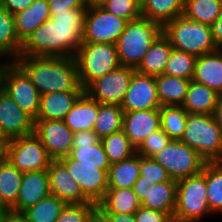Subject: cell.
I'll return each mask as SVG.
<instances>
[{
	"mask_svg": "<svg viewBox=\"0 0 222 222\" xmlns=\"http://www.w3.org/2000/svg\"><path fill=\"white\" fill-rule=\"evenodd\" d=\"M141 4L145 1V0H138Z\"/></svg>",
	"mask_w": 222,
	"mask_h": 222,
	"instance_id": "94428289",
	"label": "cell"
},
{
	"mask_svg": "<svg viewBox=\"0 0 222 222\" xmlns=\"http://www.w3.org/2000/svg\"><path fill=\"white\" fill-rule=\"evenodd\" d=\"M162 34L173 49L197 57L218 50L212 38L211 26L187 19L184 15L165 23Z\"/></svg>",
	"mask_w": 222,
	"mask_h": 222,
	"instance_id": "277c9868",
	"label": "cell"
},
{
	"mask_svg": "<svg viewBox=\"0 0 222 222\" xmlns=\"http://www.w3.org/2000/svg\"><path fill=\"white\" fill-rule=\"evenodd\" d=\"M127 21L101 6L89 7L85 16L83 43L116 44Z\"/></svg>",
	"mask_w": 222,
	"mask_h": 222,
	"instance_id": "8fae6325",
	"label": "cell"
},
{
	"mask_svg": "<svg viewBox=\"0 0 222 222\" xmlns=\"http://www.w3.org/2000/svg\"><path fill=\"white\" fill-rule=\"evenodd\" d=\"M196 60L197 56L193 54L172 49L163 74L182 79H192Z\"/></svg>",
	"mask_w": 222,
	"mask_h": 222,
	"instance_id": "ab89813d",
	"label": "cell"
},
{
	"mask_svg": "<svg viewBox=\"0 0 222 222\" xmlns=\"http://www.w3.org/2000/svg\"><path fill=\"white\" fill-rule=\"evenodd\" d=\"M50 194L47 169L23 173L16 204L10 209L23 212Z\"/></svg>",
	"mask_w": 222,
	"mask_h": 222,
	"instance_id": "ffe728a7",
	"label": "cell"
},
{
	"mask_svg": "<svg viewBox=\"0 0 222 222\" xmlns=\"http://www.w3.org/2000/svg\"><path fill=\"white\" fill-rule=\"evenodd\" d=\"M177 181L170 179L151 185L145 190L143 207L174 215L176 205Z\"/></svg>",
	"mask_w": 222,
	"mask_h": 222,
	"instance_id": "d4e9b609",
	"label": "cell"
},
{
	"mask_svg": "<svg viewBox=\"0 0 222 222\" xmlns=\"http://www.w3.org/2000/svg\"><path fill=\"white\" fill-rule=\"evenodd\" d=\"M172 49L169 40L161 33L135 70L150 76L162 75Z\"/></svg>",
	"mask_w": 222,
	"mask_h": 222,
	"instance_id": "4316f807",
	"label": "cell"
},
{
	"mask_svg": "<svg viewBox=\"0 0 222 222\" xmlns=\"http://www.w3.org/2000/svg\"><path fill=\"white\" fill-rule=\"evenodd\" d=\"M148 187L149 184H147L146 182H140V176L133 185L132 189L135 192V194L138 196V199L140 200L141 203L145 200V190Z\"/></svg>",
	"mask_w": 222,
	"mask_h": 222,
	"instance_id": "816d5d0a",
	"label": "cell"
},
{
	"mask_svg": "<svg viewBox=\"0 0 222 222\" xmlns=\"http://www.w3.org/2000/svg\"><path fill=\"white\" fill-rule=\"evenodd\" d=\"M3 222H29L23 212L7 210L3 217Z\"/></svg>",
	"mask_w": 222,
	"mask_h": 222,
	"instance_id": "f907efd6",
	"label": "cell"
},
{
	"mask_svg": "<svg viewBox=\"0 0 222 222\" xmlns=\"http://www.w3.org/2000/svg\"><path fill=\"white\" fill-rule=\"evenodd\" d=\"M205 178L208 207L212 214H222V162H206Z\"/></svg>",
	"mask_w": 222,
	"mask_h": 222,
	"instance_id": "836d02e7",
	"label": "cell"
},
{
	"mask_svg": "<svg viewBox=\"0 0 222 222\" xmlns=\"http://www.w3.org/2000/svg\"><path fill=\"white\" fill-rule=\"evenodd\" d=\"M21 47L22 42L15 31L14 15L0 6V58L14 61Z\"/></svg>",
	"mask_w": 222,
	"mask_h": 222,
	"instance_id": "1f68e13d",
	"label": "cell"
},
{
	"mask_svg": "<svg viewBox=\"0 0 222 222\" xmlns=\"http://www.w3.org/2000/svg\"><path fill=\"white\" fill-rule=\"evenodd\" d=\"M160 128L159 109L124 112L123 131L136 149L151 133Z\"/></svg>",
	"mask_w": 222,
	"mask_h": 222,
	"instance_id": "d6986e66",
	"label": "cell"
},
{
	"mask_svg": "<svg viewBox=\"0 0 222 222\" xmlns=\"http://www.w3.org/2000/svg\"><path fill=\"white\" fill-rule=\"evenodd\" d=\"M47 172L50 194L66 204L91 202L60 160H52Z\"/></svg>",
	"mask_w": 222,
	"mask_h": 222,
	"instance_id": "ac0fdd59",
	"label": "cell"
},
{
	"mask_svg": "<svg viewBox=\"0 0 222 222\" xmlns=\"http://www.w3.org/2000/svg\"><path fill=\"white\" fill-rule=\"evenodd\" d=\"M172 139L160 128L151 133L136 149V153L148 158H153L163 148H165Z\"/></svg>",
	"mask_w": 222,
	"mask_h": 222,
	"instance_id": "ee69618b",
	"label": "cell"
},
{
	"mask_svg": "<svg viewBox=\"0 0 222 222\" xmlns=\"http://www.w3.org/2000/svg\"><path fill=\"white\" fill-rule=\"evenodd\" d=\"M96 208L94 202L66 204L56 222H87Z\"/></svg>",
	"mask_w": 222,
	"mask_h": 222,
	"instance_id": "7bdbcfd3",
	"label": "cell"
},
{
	"mask_svg": "<svg viewBox=\"0 0 222 222\" xmlns=\"http://www.w3.org/2000/svg\"><path fill=\"white\" fill-rule=\"evenodd\" d=\"M159 112L161 129L172 140H181L189 113L182 106L177 105L161 106Z\"/></svg>",
	"mask_w": 222,
	"mask_h": 222,
	"instance_id": "8d00e7d4",
	"label": "cell"
},
{
	"mask_svg": "<svg viewBox=\"0 0 222 222\" xmlns=\"http://www.w3.org/2000/svg\"><path fill=\"white\" fill-rule=\"evenodd\" d=\"M80 186L83 194L98 204L108 189V171L101 165L77 164L70 155L59 159Z\"/></svg>",
	"mask_w": 222,
	"mask_h": 222,
	"instance_id": "4fadbf2b",
	"label": "cell"
},
{
	"mask_svg": "<svg viewBox=\"0 0 222 222\" xmlns=\"http://www.w3.org/2000/svg\"><path fill=\"white\" fill-rule=\"evenodd\" d=\"M221 10L222 0H185L183 15L192 21L211 26Z\"/></svg>",
	"mask_w": 222,
	"mask_h": 222,
	"instance_id": "e575fe53",
	"label": "cell"
},
{
	"mask_svg": "<svg viewBox=\"0 0 222 222\" xmlns=\"http://www.w3.org/2000/svg\"><path fill=\"white\" fill-rule=\"evenodd\" d=\"M87 9L55 12L25 39L19 56H75L83 43Z\"/></svg>",
	"mask_w": 222,
	"mask_h": 222,
	"instance_id": "6da1fadb",
	"label": "cell"
},
{
	"mask_svg": "<svg viewBox=\"0 0 222 222\" xmlns=\"http://www.w3.org/2000/svg\"><path fill=\"white\" fill-rule=\"evenodd\" d=\"M3 90L34 120L40 109V93L26 72L15 62L7 60Z\"/></svg>",
	"mask_w": 222,
	"mask_h": 222,
	"instance_id": "30bf717a",
	"label": "cell"
},
{
	"mask_svg": "<svg viewBox=\"0 0 222 222\" xmlns=\"http://www.w3.org/2000/svg\"><path fill=\"white\" fill-rule=\"evenodd\" d=\"M191 80L166 74L155 76L156 89L161 106H182Z\"/></svg>",
	"mask_w": 222,
	"mask_h": 222,
	"instance_id": "f1b7e54d",
	"label": "cell"
},
{
	"mask_svg": "<svg viewBox=\"0 0 222 222\" xmlns=\"http://www.w3.org/2000/svg\"><path fill=\"white\" fill-rule=\"evenodd\" d=\"M51 16L55 12H66L73 8H84V0H48Z\"/></svg>",
	"mask_w": 222,
	"mask_h": 222,
	"instance_id": "bcb514c9",
	"label": "cell"
},
{
	"mask_svg": "<svg viewBox=\"0 0 222 222\" xmlns=\"http://www.w3.org/2000/svg\"><path fill=\"white\" fill-rule=\"evenodd\" d=\"M7 142L8 141H0V161H2L5 158Z\"/></svg>",
	"mask_w": 222,
	"mask_h": 222,
	"instance_id": "6f0895ef",
	"label": "cell"
},
{
	"mask_svg": "<svg viewBox=\"0 0 222 222\" xmlns=\"http://www.w3.org/2000/svg\"><path fill=\"white\" fill-rule=\"evenodd\" d=\"M7 209L0 204V222H3V217Z\"/></svg>",
	"mask_w": 222,
	"mask_h": 222,
	"instance_id": "680465c9",
	"label": "cell"
},
{
	"mask_svg": "<svg viewBox=\"0 0 222 222\" xmlns=\"http://www.w3.org/2000/svg\"><path fill=\"white\" fill-rule=\"evenodd\" d=\"M134 72V68L120 65L93 81L85 92L100 104L121 106Z\"/></svg>",
	"mask_w": 222,
	"mask_h": 222,
	"instance_id": "7c38bea8",
	"label": "cell"
},
{
	"mask_svg": "<svg viewBox=\"0 0 222 222\" xmlns=\"http://www.w3.org/2000/svg\"><path fill=\"white\" fill-rule=\"evenodd\" d=\"M180 141L196 150L206 162H222V130L214 115L189 113Z\"/></svg>",
	"mask_w": 222,
	"mask_h": 222,
	"instance_id": "5b68a950",
	"label": "cell"
},
{
	"mask_svg": "<svg viewBox=\"0 0 222 222\" xmlns=\"http://www.w3.org/2000/svg\"><path fill=\"white\" fill-rule=\"evenodd\" d=\"M34 0H0V6L7 9L11 14L25 10Z\"/></svg>",
	"mask_w": 222,
	"mask_h": 222,
	"instance_id": "7dc6e473",
	"label": "cell"
},
{
	"mask_svg": "<svg viewBox=\"0 0 222 222\" xmlns=\"http://www.w3.org/2000/svg\"><path fill=\"white\" fill-rule=\"evenodd\" d=\"M101 7L127 22L142 17V5L138 0H105Z\"/></svg>",
	"mask_w": 222,
	"mask_h": 222,
	"instance_id": "60d3db41",
	"label": "cell"
},
{
	"mask_svg": "<svg viewBox=\"0 0 222 222\" xmlns=\"http://www.w3.org/2000/svg\"><path fill=\"white\" fill-rule=\"evenodd\" d=\"M14 61L26 72L40 95L85 91L79 82L75 56H18Z\"/></svg>",
	"mask_w": 222,
	"mask_h": 222,
	"instance_id": "7a4b0ae2",
	"label": "cell"
},
{
	"mask_svg": "<svg viewBox=\"0 0 222 222\" xmlns=\"http://www.w3.org/2000/svg\"><path fill=\"white\" fill-rule=\"evenodd\" d=\"M206 190L205 165L201 173L178 180L173 220L202 222L204 217L213 215Z\"/></svg>",
	"mask_w": 222,
	"mask_h": 222,
	"instance_id": "8992f818",
	"label": "cell"
},
{
	"mask_svg": "<svg viewBox=\"0 0 222 222\" xmlns=\"http://www.w3.org/2000/svg\"><path fill=\"white\" fill-rule=\"evenodd\" d=\"M135 222H172L173 216L164 212L143 207L134 213Z\"/></svg>",
	"mask_w": 222,
	"mask_h": 222,
	"instance_id": "f6af8a7d",
	"label": "cell"
},
{
	"mask_svg": "<svg viewBox=\"0 0 222 222\" xmlns=\"http://www.w3.org/2000/svg\"><path fill=\"white\" fill-rule=\"evenodd\" d=\"M160 107L155 76L141 74L135 70L121 103V108L124 112H130L159 109Z\"/></svg>",
	"mask_w": 222,
	"mask_h": 222,
	"instance_id": "9a60e30c",
	"label": "cell"
},
{
	"mask_svg": "<svg viewBox=\"0 0 222 222\" xmlns=\"http://www.w3.org/2000/svg\"><path fill=\"white\" fill-rule=\"evenodd\" d=\"M100 103L84 92L66 114L64 123L75 133L94 130Z\"/></svg>",
	"mask_w": 222,
	"mask_h": 222,
	"instance_id": "cb8c5ba5",
	"label": "cell"
},
{
	"mask_svg": "<svg viewBox=\"0 0 222 222\" xmlns=\"http://www.w3.org/2000/svg\"><path fill=\"white\" fill-rule=\"evenodd\" d=\"M87 222H109V221L107 217L98 208H96L88 218Z\"/></svg>",
	"mask_w": 222,
	"mask_h": 222,
	"instance_id": "f5cc1de1",
	"label": "cell"
},
{
	"mask_svg": "<svg viewBox=\"0 0 222 222\" xmlns=\"http://www.w3.org/2000/svg\"><path fill=\"white\" fill-rule=\"evenodd\" d=\"M109 222H135L134 214L103 213Z\"/></svg>",
	"mask_w": 222,
	"mask_h": 222,
	"instance_id": "681fc988",
	"label": "cell"
},
{
	"mask_svg": "<svg viewBox=\"0 0 222 222\" xmlns=\"http://www.w3.org/2000/svg\"><path fill=\"white\" fill-rule=\"evenodd\" d=\"M23 178L20 172L5 157L0 161V204L10 210L17 202Z\"/></svg>",
	"mask_w": 222,
	"mask_h": 222,
	"instance_id": "f546056e",
	"label": "cell"
},
{
	"mask_svg": "<svg viewBox=\"0 0 222 222\" xmlns=\"http://www.w3.org/2000/svg\"><path fill=\"white\" fill-rule=\"evenodd\" d=\"M5 157L23 173L48 169L53 160L34 133L8 140Z\"/></svg>",
	"mask_w": 222,
	"mask_h": 222,
	"instance_id": "9c48e42d",
	"label": "cell"
},
{
	"mask_svg": "<svg viewBox=\"0 0 222 222\" xmlns=\"http://www.w3.org/2000/svg\"><path fill=\"white\" fill-rule=\"evenodd\" d=\"M212 38L218 49H222V10L221 14L211 25Z\"/></svg>",
	"mask_w": 222,
	"mask_h": 222,
	"instance_id": "c3c4849f",
	"label": "cell"
},
{
	"mask_svg": "<svg viewBox=\"0 0 222 222\" xmlns=\"http://www.w3.org/2000/svg\"><path fill=\"white\" fill-rule=\"evenodd\" d=\"M141 155L110 164L108 170V188H133L139 178Z\"/></svg>",
	"mask_w": 222,
	"mask_h": 222,
	"instance_id": "4dcf8cb0",
	"label": "cell"
},
{
	"mask_svg": "<svg viewBox=\"0 0 222 222\" xmlns=\"http://www.w3.org/2000/svg\"><path fill=\"white\" fill-rule=\"evenodd\" d=\"M192 80L222 95V49L197 57Z\"/></svg>",
	"mask_w": 222,
	"mask_h": 222,
	"instance_id": "7402d4cb",
	"label": "cell"
},
{
	"mask_svg": "<svg viewBox=\"0 0 222 222\" xmlns=\"http://www.w3.org/2000/svg\"><path fill=\"white\" fill-rule=\"evenodd\" d=\"M101 142L110 164L128 159L136 154V148L123 130L102 138Z\"/></svg>",
	"mask_w": 222,
	"mask_h": 222,
	"instance_id": "f35d334b",
	"label": "cell"
},
{
	"mask_svg": "<svg viewBox=\"0 0 222 222\" xmlns=\"http://www.w3.org/2000/svg\"><path fill=\"white\" fill-rule=\"evenodd\" d=\"M0 141H8L0 131Z\"/></svg>",
	"mask_w": 222,
	"mask_h": 222,
	"instance_id": "91938a15",
	"label": "cell"
},
{
	"mask_svg": "<svg viewBox=\"0 0 222 222\" xmlns=\"http://www.w3.org/2000/svg\"><path fill=\"white\" fill-rule=\"evenodd\" d=\"M69 155L77 160V164L101 165V169L109 170L110 163L101 138L94 130L75 132Z\"/></svg>",
	"mask_w": 222,
	"mask_h": 222,
	"instance_id": "e0dca14e",
	"label": "cell"
},
{
	"mask_svg": "<svg viewBox=\"0 0 222 222\" xmlns=\"http://www.w3.org/2000/svg\"><path fill=\"white\" fill-rule=\"evenodd\" d=\"M2 61L0 58V92L3 90V80H4V75H5L6 67H7V60L5 61L2 59Z\"/></svg>",
	"mask_w": 222,
	"mask_h": 222,
	"instance_id": "11a10c76",
	"label": "cell"
},
{
	"mask_svg": "<svg viewBox=\"0 0 222 222\" xmlns=\"http://www.w3.org/2000/svg\"><path fill=\"white\" fill-rule=\"evenodd\" d=\"M161 33L162 26L145 17L127 22L115 44L120 65L136 69Z\"/></svg>",
	"mask_w": 222,
	"mask_h": 222,
	"instance_id": "3957f363",
	"label": "cell"
},
{
	"mask_svg": "<svg viewBox=\"0 0 222 222\" xmlns=\"http://www.w3.org/2000/svg\"><path fill=\"white\" fill-rule=\"evenodd\" d=\"M50 17L48 0H34L30 7L14 14L15 31L19 40L23 43Z\"/></svg>",
	"mask_w": 222,
	"mask_h": 222,
	"instance_id": "603a6c76",
	"label": "cell"
},
{
	"mask_svg": "<svg viewBox=\"0 0 222 222\" xmlns=\"http://www.w3.org/2000/svg\"><path fill=\"white\" fill-rule=\"evenodd\" d=\"M105 0H84L85 7L101 6Z\"/></svg>",
	"mask_w": 222,
	"mask_h": 222,
	"instance_id": "9f6ffc18",
	"label": "cell"
},
{
	"mask_svg": "<svg viewBox=\"0 0 222 222\" xmlns=\"http://www.w3.org/2000/svg\"><path fill=\"white\" fill-rule=\"evenodd\" d=\"M140 206L141 202L132 188H108L97 204L102 213L134 214Z\"/></svg>",
	"mask_w": 222,
	"mask_h": 222,
	"instance_id": "484cf974",
	"label": "cell"
},
{
	"mask_svg": "<svg viewBox=\"0 0 222 222\" xmlns=\"http://www.w3.org/2000/svg\"><path fill=\"white\" fill-rule=\"evenodd\" d=\"M85 91H59L40 95V109L35 120H60L72 109Z\"/></svg>",
	"mask_w": 222,
	"mask_h": 222,
	"instance_id": "44dd1931",
	"label": "cell"
},
{
	"mask_svg": "<svg viewBox=\"0 0 222 222\" xmlns=\"http://www.w3.org/2000/svg\"><path fill=\"white\" fill-rule=\"evenodd\" d=\"M213 115L215 117V120H216L218 126L222 130V95H220V97L218 99V104L216 106V109H215V112Z\"/></svg>",
	"mask_w": 222,
	"mask_h": 222,
	"instance_id": "db71d44e",
	"label": "cell"
},
{
	"mask_svg": "<svg viewBox=\"0 0 222 222\" xmlns=\"http://www.w3.org/2000/svg\"><path fill=\"white\" fill-rule=\"evenodd\" d=\"M141 5L142 17L163 26L177 16L183 15L185 0H145Z\"/></svg>",
	"mask_w": 222,
	"mask_h": 222,
	"instance_id": "d6a6232c",
	"label": "cell"
},
{
	"mask_svg": "<svg viewBox=\"0 0 222 222\" xmlns=\"http://www.w3.org/2000/svg\"><path fill=\"white\" fill-rule=\"evenodd\" d=\"M34 134L53 160L68 156L72 150L73 132L60 120H34Z\"/></svg>",
	"mask_w": 222,
	"mask_h": 222,
	"instance_id": "5bb4252c",
	"label": "cell"
},
{
	"mask_svg": "<svg viewBox=\"0 0 222 222\" xmlns=\"http://www.w3.org/2000/svg\"><path fill=\"white\" fill-rule=\"evenodd\" d=\"M75 59L79 82L84 89L120 66L115 44L82 43Z\"/></svg>",
	"mask_w": 222,
	"mask_h": 222,
	"instance_id": "52a82bcc",
	"label": "cell"
},
{
	"mask_svg": "<svg viewBox=\"0 0 222 222\" xmlns=\"http://www.w3.org/2000/svg\"><path fill=\"white\" fill-rule=\"evenodd\" d=\"M220 95L206 85L191 80L182 107L188 113L213 115Z\"/></svg>",
	"mask_w": 222,
	"mask_h": 222,
	"instance_id": "83f0119b",
	"label": "cell"
},
{
	"mask_svg": "<svg viewBox=\"0 0 222 222\" xmlns=\"http://www.w3.org/2000/svg\"><path fill=\"white\" fill-rule=\"evenodd\" d=\"M139 175L140 182H146L149 186L171 179L166 169L154 158L143 156H141Z\"/></svg>",
	"mask_w": 222,
	"mask_h": 222,
	"instance_id": "b9f144b4",
	"label": "cell"
},
{
	"mask_svg": "<svg viewBox=\"0 0 222 222\" xmlns=\"http://www.w3.org/2000/svg\"><path fill=\"white\" fill-rule=\"evenodd\" d=\"M66 203L49 194L33 206L23 211L29 222H56Z\"/></svg>",
	"mask_w": 222,
	"mask_h": 222,
	"instance_id": "74e56055",
	"label": "cell"
},
{
	"mask_svg": "<svg viewBox=\"0 0 222 222\" xmlns=\"http://www.w3.org/2000/svg\"><path fill=\"white\" fill-rule=\"evenodd\" d=\"M34 119L4 91L0 92V131L7 139L34 133Z\"/></svg>",
	"mask_w": 222,
	"mask_h": 222,
	"instance_id": "2e32d148",
	"label": "cell"
},
{
	"mask_svg": "<svg viewBox=\"0 0 222 222\" xmlns=\"http://www.w3.org/2000/svg\"><path fill=\"white\" fill-rule=\"evenodd\" d=\"M176 181L202 172L206 161L200 154L181 142L172 140L165 148L153 157Z\"/></svg>",
	"mask_w": 222,
	"mask_h": 222,
	"instance_id": "ba28073f",
	"label": "cell"
},
{
	"mask_svg": "<svg viewBox=\"0 0 222 222\" xmlns=\"http://www.w3.org/2000/svg\"><path fill=\"white\" fill-rule=\"evenodd\" d=\"M124 110L119 105L100 104L94 131L100 138L123 130Z\"/></svg>",
	"mask_w": 222,
	"mask_h": 222,
	"instance_id": "d590c367",
	"label": "cell"
}]
</instances>
